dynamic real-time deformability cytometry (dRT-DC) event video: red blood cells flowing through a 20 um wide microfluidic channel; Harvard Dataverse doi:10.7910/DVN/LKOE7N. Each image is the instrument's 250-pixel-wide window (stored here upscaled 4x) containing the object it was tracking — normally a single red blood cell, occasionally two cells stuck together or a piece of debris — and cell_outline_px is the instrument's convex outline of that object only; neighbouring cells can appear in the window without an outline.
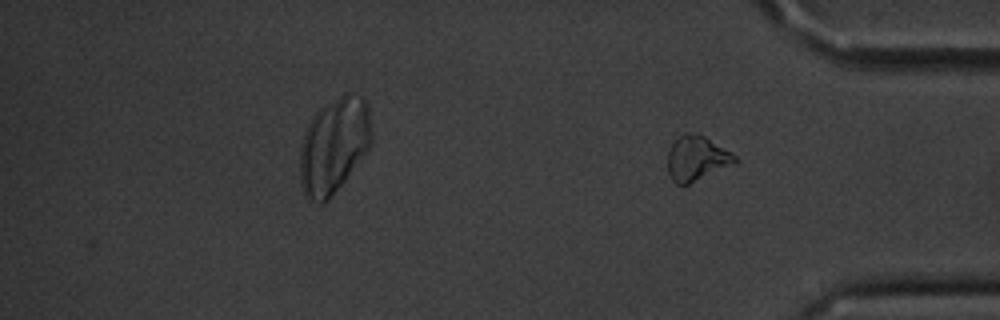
{"species": "common noctule bat (a hibernating species)", "species_latin": "Nyctalus noctula", "temperature_condition": "cold", "stored_images_in_passage": 45, "camera_frame_rate_fps": 3000, "um_per_image_px": 0.085, "animal": {"sex": "male", "body_mass_g": 20.1, "forearm_length_mm": 53.5}, "frame": {"image": 1, "passage_image": 45, "time_ms": 1682.333, "image_size_px": [1000, 320], "cell_outline_px": [[736, 164], [688, 184], [676, 184], [672, 180], [668, 172], [668, 152], [672, 144], [684, 132], [704, 136], [732, 152], [736, 156]], "centroid_in_image_um": [59.23, 13.48], "position_along_channel_um": 376.0, "area_um2": 17.46}}